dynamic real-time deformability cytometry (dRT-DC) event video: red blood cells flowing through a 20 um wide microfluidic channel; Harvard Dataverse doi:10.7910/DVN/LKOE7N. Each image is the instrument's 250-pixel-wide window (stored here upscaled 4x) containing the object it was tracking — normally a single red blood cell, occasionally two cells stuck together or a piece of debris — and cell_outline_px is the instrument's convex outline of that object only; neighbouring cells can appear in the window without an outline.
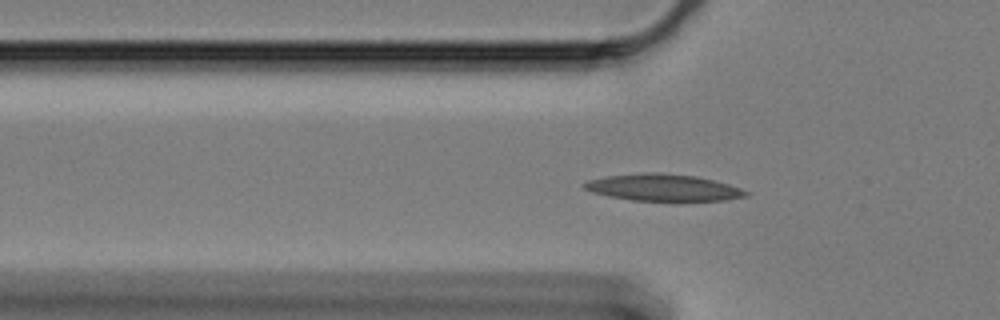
{"species": "Egyptian fruit bat (a non-hibernating species)", "species_latin": "Rousettus aegyptiacus", "temperature_condition": "cold", "stored_images_in_passage": 53, "camera_frame_rate_fps": 3000, "um_per_image_px": 0.085, "animal": {"sex": "female"}, "frame": {"image": 1, "passage_image": 15, "time_ms": 4.667, "image_size_px": [1000, 320], "cell_outline_px": [[752, 192], [748, 196], [724, 200], [632, 200], [608, 196], [592, 192], [584, 188], [580, 184], [588, 180], [604, 176], [644, 172], [660, 172], [696, 176], [728, 184]], "centroid_in_image_um": [56.34, 15.93], "position_along_channel_um": 69.5, "area_um2": 25.26}}
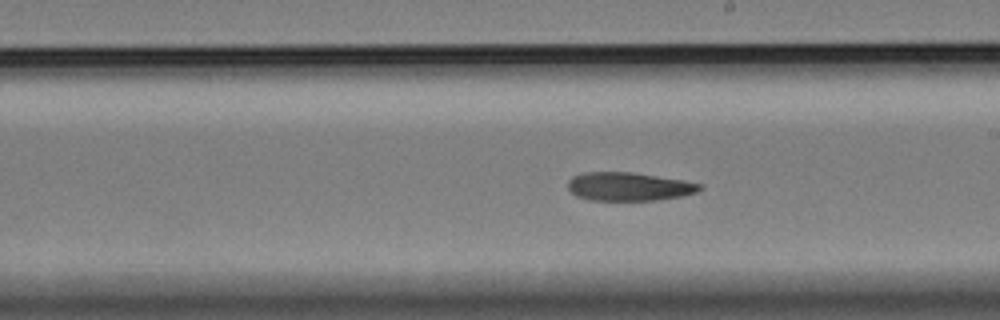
{"frame": {"image": 2, "passage_image": 30, "time_ms": 9.667, "image_size_px": [1000, 320], "cell_outline_px": [[704, 188], [696, 192], [680, 196], [656, 200], [588, 200], [576, 196], [568, 188], [568, 180], [572, 176], [584, 172], [632, 172], [684, 180], [704, 184]], "centroid_in_image_um": [53.46, 15.85], "position_along_channel_um": 235.5, "area_um2": 21.96}}
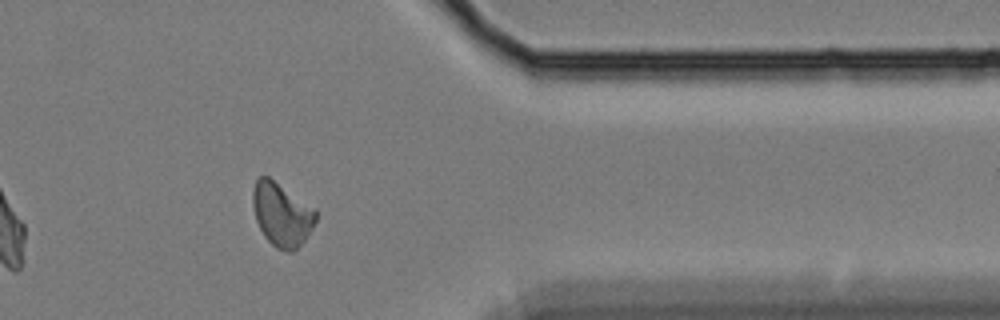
{"frame": {"image": 3, "passage_image": 45, "time_ms": 14.667, "image_size_px": [1000, 320], "cell_outline_px": [[316, 220], [312, 228], [304, 240], [292, 252], [288, 252], [276, 248], [264, 236], [256, 220], [252, 204], [252, 192], [256, 180], [260, 176], [268, 176], [316, 208]], "centroid_in_image_um": [23.94, 18.21], "position_along_channel_um": 387.5, "area_um2": 23.29}, "authors_computed_cell_mechanics": {"area_um2": 22.9466, "velocity_mm_per_s": 3.314, "shape_relaxation_time_tau1_ms": 11.1162, "shape_relaxation_time_tau2_ms": null, "deformation_change_tau1": 0.21, "deformation_change_tau2": null}}